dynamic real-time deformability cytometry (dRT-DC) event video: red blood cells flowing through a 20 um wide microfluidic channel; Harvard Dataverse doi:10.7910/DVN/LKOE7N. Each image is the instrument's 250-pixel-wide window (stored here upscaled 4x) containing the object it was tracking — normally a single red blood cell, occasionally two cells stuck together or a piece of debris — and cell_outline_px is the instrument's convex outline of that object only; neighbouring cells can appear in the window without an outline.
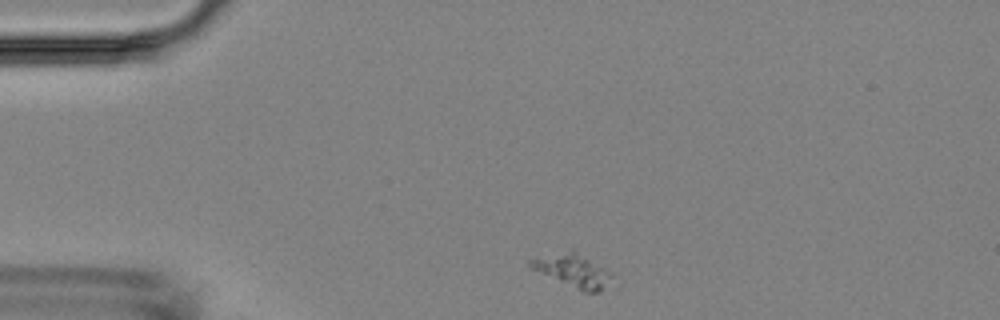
{"species": "Egyptian fruit bat (a non-hibernating species)", "species_latin": "Rousettus aegyptiacus", "temperature_condition": "room temperature", "stored_images_in_passage": 42, "camera_frame_rate_fps": 3000, "um_per_image_px": 0.085, "animal": {"sex": "female"}, "frame": {"image": 1, "passage_image": 1, "time_ms": 0.0, "image_size_px": [1000, 320], "cell_outline_px": [[612, 280], [600, 292], [584, 292], [528, 268], [528, 260], [572, 248], [612, 272]], "centroid_in_image_um": [48.7, 22.98], "position_along_channel_um": 36.3, "area_um2": 15.95}}
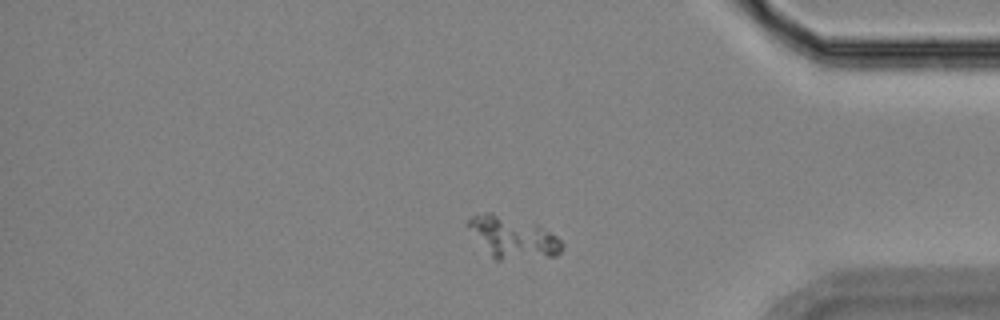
{"frame": {"image": 2, "passage_image": 33, "time_ms": 10.667, "image_size_px": [1000, 320], "cell_outline_px": [[564, 248], [556, 256], [500, 260], [496, 260], [492, 256], [468, 224], [468, 220], [472, 216], [484, 212], [492, 212], [540, 224], [556, 236], [564, 244]], "centroid_in_image_um": [43.7, 20.16], "position_along_channel_um": 391.5, "area_um2": 22.37}}
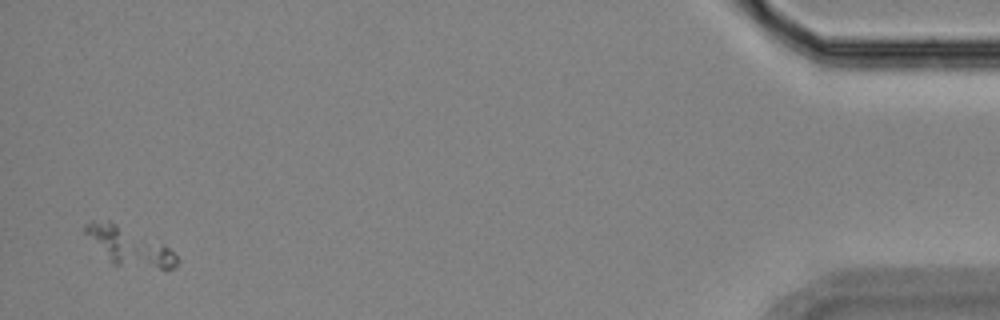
{"frame": {"image": 3, "passage_image": 40, "time_ms": 13.0, "image_size_px": [1000, 320], "cell_outline_px": [[180, 260], [176, 268], [160, 268], [112, 264], [108, 260], [84, 232], [84, 224], [92, 220], [108, 220], [164, 244]], "centroid_in_image_um": [10.96, 20.92], "position_along_channel_um": 424.2, "area_um2": 19.83}}